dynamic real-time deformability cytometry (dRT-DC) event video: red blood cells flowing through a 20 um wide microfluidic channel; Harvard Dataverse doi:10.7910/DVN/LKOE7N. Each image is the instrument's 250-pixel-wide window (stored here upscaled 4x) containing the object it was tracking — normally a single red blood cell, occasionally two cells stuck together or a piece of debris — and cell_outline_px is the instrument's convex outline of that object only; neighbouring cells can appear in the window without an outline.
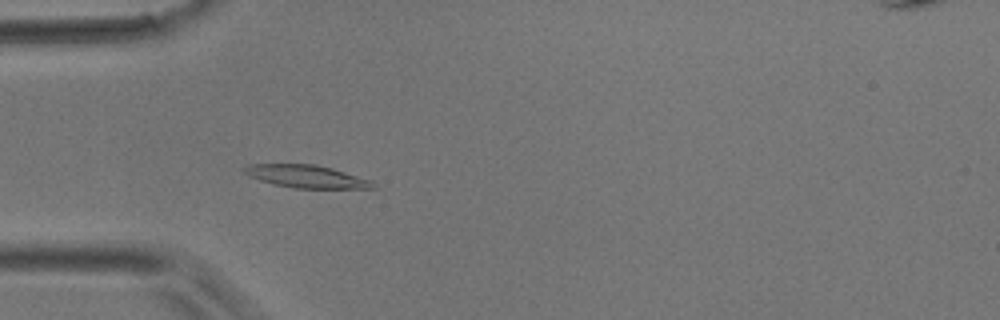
{"species": "common noctule bat (a hibernating species)", "species_latin": "Nyctalus noctula", "temperature_condition": "room temperature", "stored_images_in_passage": 3, "camera_frame_rate_fps": 3000, "um_per_image_px": 0.085, "animal": {"sex": "male", "body_mass_g": 17.9}, "frame": {"image": 1, "passage_image": 3, "time_ms": 0.667, "image_size_px": [1000, 320], "cell_outline_px": [[376, 188], [292, 188], [272, 184], [248, 176], [244, 172], [244, 168], [248, 164], [316, 164], [332, 168], [372, 180], [376, 184]], "centroid_in_image_um": [26.06, 15.0], "position_along_channel_um": 58.9, "area_um2": 17.11}}